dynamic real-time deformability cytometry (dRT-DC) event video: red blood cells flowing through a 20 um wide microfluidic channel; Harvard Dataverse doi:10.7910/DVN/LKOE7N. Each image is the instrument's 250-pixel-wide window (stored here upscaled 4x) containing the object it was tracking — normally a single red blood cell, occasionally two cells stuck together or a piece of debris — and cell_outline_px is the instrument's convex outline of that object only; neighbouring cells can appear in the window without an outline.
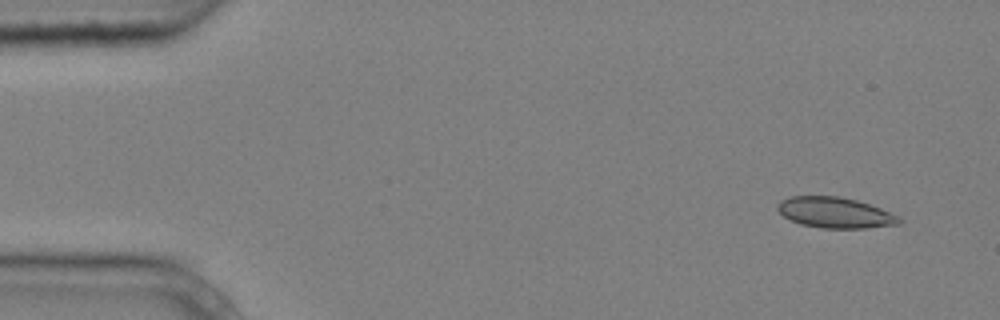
{"species": "common noctule bat (a hibernating species)", "species_latin": "Nyctalus noctula", "temperature_condition": "cold", "stored_images_in_passage": 4, "camera_frame_rate_fps": 3000, "um_per_image_px": 0.085, "animal": {"sex": "male", "body_mass_g": 20.4}, "frame": {"image": 1, "passage_image": 1, "time_ms": 0.0, "image_size_px": [1000, 320], "cell_outline_px": [[904, 220], [900, 224], [864, 228], [820, 228], [800, 224], [784, 216], [776, 208], [776, 204], [780, 200], [788, 196], [836, 196], [856, 200], [880, 208], [900, 216]], "centroid_in_image_um": [70.98, 18.07], "position_along_channel_um": 14.0, "area_um2": 21.85}}
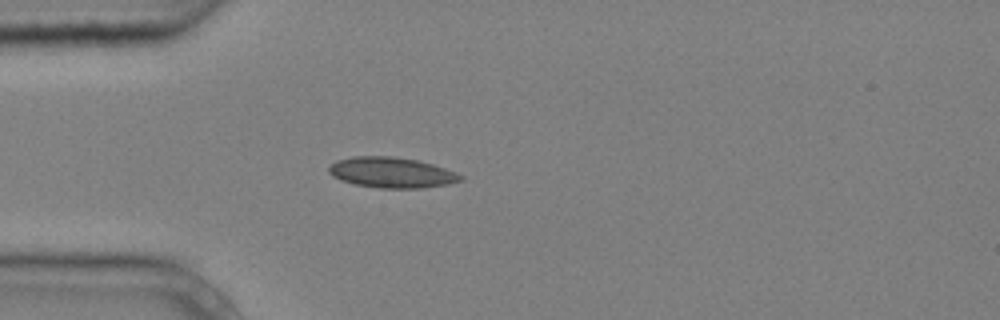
{"frame": {"image": 2, "passage_image": 4, "time_ms": 1.0, "image_size_px": [1000, 320], "cell_outline_px": [[464, 180], [448, 184], [424, 188], [380, 188], [356, 184], [340, 180], [332, 176], [328, 172], [328, 168], [336, 160], [352, 156], [392, 156], [416, 160], [432, 164], [456, 172], [464, 176]], "centroid_in_image_um": [33.29, 14.66], "position_along_channel_um": 51.7, "area_um2": 23.52}}